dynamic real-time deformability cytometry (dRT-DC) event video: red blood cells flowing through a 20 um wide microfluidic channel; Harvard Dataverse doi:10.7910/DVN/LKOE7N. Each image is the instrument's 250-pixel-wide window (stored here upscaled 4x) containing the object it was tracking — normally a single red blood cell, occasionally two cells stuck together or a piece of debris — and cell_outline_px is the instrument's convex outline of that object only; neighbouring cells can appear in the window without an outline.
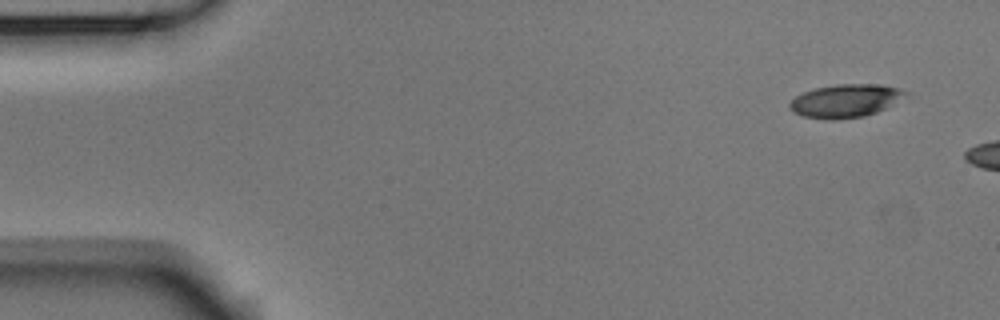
{"species": "Egyptian fruit bat (a non-hibernating species)", "species_latin": "Rousettus aegyptiacus", "temperature_condition": "room temperature", "stored_images_in_passage": 3, "camera_frame_rate_fps": 3000, "um_per_image_px": 0.085, "animal": {"sex": "male"}, "frame": {"image": 1, "passage_image": 1, "time_ms": 0.0, "image_size_px": [1000, 320], "cell_outline_px": [[908, 92], [884, 108], [876, 112], [864, 116], [836, 120], [828, 120], [804, 116], [792, 112], [788, 108], [788, 104], [796, 96], [804, 92], [816, 88], [836, 84], [880, 84], [900, 88]], "centroid_in_image_um": [71.79, 8.57], "position_along_channel_um": 13.2, "area_um2": 22.14}}